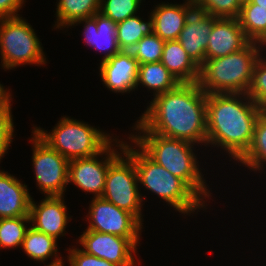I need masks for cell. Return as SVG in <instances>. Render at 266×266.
Instances as JSON below:
<instances>
[{"instance_id": "3", "label": "cell", "mask_w": 266, "mask_h": 266, "mask_svg": "<svg viewBox=\"0 0 266 266\" xmlns=\"http://www.w3.org/2000/svg\"><path fill=\"white\" fill-rule=\"evenodd\" d=\"M129 137L157 164L182 179L204 202L210 198L205 178L191 142L161 136L150 131H138ZM141 134V135H140Z\"/></svg>"}, {"instance_id": "24", "label": "cell", "mask_w": 266, "mask_h": 266, "mask_svg": "<svg viewBox=\"0 0 266 266\" xmlns=\"http://www.w3.org/2000/svg\"><path fill=\"white\" fill-rule=\"evenodd\" d=\"M238 20L250 42L266 46V8L250 1L245 2L241 6Z\"/></svg>"}, {"instance_id": "21", "label": "cell", "mask_w": 266, "mask_h": 266, "mask_svg": "<svg viewBox=\"0 0 266 266\" xmlns=\"http://www.w3.org/2000/svg\"><path fill=\"white\" fill-rule=\"evenodd\" d=\"M56 242L55 238L30 226L23 239L22 248L28 257L41 263H44L43 261L48 260V258L52 259L54 256L55 258L46 266H56L63 263L64 260L61 256H57L58 248Z\"/></svg>"}, {"instance_id": "25", "label": "cell", "mask_w": 266, "mask_h": 266, "mask_svg": "<svg viewBox=\"0 0 266 266\" xmlns=\"http://www.w3.org/2000/svg\"><path fill=\"white\" fill-rule=\"evenodd\" d=\"M143 21L138 15L129 17L116 25V38L121 51H130L140 39L153 33V19Z\"/></svg>"}, {"instance_id": "8", "label": "cell", "mask_w": 266, "mask_h": 266, "mask_svg": "<svg viewBox=\"0 0 266 266\" xmlns=\"http://www.w3.org/2000/svg\"><path fill=\"white\" fill-rule=\"evenodd\" d=\"M121 154L109 165L102 198L133 214L142 223V194L134 161L123 151V141L114 138ZM139 189V190H138Z\"/></svg>"}, {"instance_id": "37", "label": "cell", "mask_w": 266, "mask_h": 266, "mask_svg": "<svg viewBox=\"0 0 266 266\" xmlns=\"http://www.w3.org/2000/svg\"><path fill=\"white\" fill-rule=\"evenodd\" d=\"M260 108H261V113L266 116V102Z\"/></svg>"}, {"instance_id": "26", "label": "cell", "mask_w": 266, "mask_h": 266, "mask_svg": "<svg viewBox=\"0 0 266 266\" xmlns=\"http://www.w3.org/2000/svg\"><path fill=\"white\" fill-rule=\"evenodd\" d=\"M238 161L252 171L262 170L266 164V116L262 113L256 121L251 146Z\"/></svg>"}, {"instance_id": "14", "label": "cell", "mask_w": 266, "mask_h": 266, "mask_svg": "<svg viewBox=\"0 0 266 266\" xmlns=\"http://www.w3.org/2000/svg\"><path fill=\"white\" fill-rule=\"evenodd\" d=\"M64 196H45L38 205L30 202L29 217L32 227L55 238L65 236V228L71 217L67 216Z\"/></svg>"}, {"instance_id": "19", "label": "cell", "mask_w": 266, "mask_h": 266, "mask_svg": "<svg viewBox=\"0 0 266 266\" xmlns=\"http://www.w3.org/2000/svg\"><path fill=\"white\" fill-rule=\"evenodd\" d=\"M27 185L0 170V218L29 216L31 195Z\"/></svg>"}, {"instance_id": "23", "label": "cell", "mask_w": 266, "mask_h": 266, "mask_svg": "<svg viewBox=\"0 0 266 266\" xmlns=\"http://www.w3.org/2000/svg\"><path fill=\"white\" fill-rule=\"evenodd\" d=\"M101 0H59L56 8V18L54 27L61 29L69 28L74 22L84 18L92 17L100 12Z\"/></svg>"}, {"instance_id": "13", "label": "cell", "mask_w": 266, "mask_h": 266, "mask_svg": "<svg viewBox=\"0 0 266 266\" xmlns=\"http://www.w3.org/2000/svg\"><path fill=\"white\" fill-rule=\"evenodd\" d=\"M100 77L104 86L115 93H127L137 89L139 63L130 51H120L101 61Z\"/></svg>"}, {"instance_id": "9", "label": "cell", "mask_w": 266, "mask_h": 266, "mask_svg": "<svg viewBox=\"0 0 266 266\" xmlns=\"http://www.w3.org/2000/svg\"><path fill=\"white\" fill-rule=\"evenodd\" d=\"M32 162L35 180L46 196H63L68 185L69 161L43 141L34 130Z\"/></svg>"}, {"instance_id": "17", "label": "cell", "mask_w": 266, "mask_h": 266, "mask_svg": "<svg viewBox=\"0 0 266 266\" xmlns=\"http://www.w3.org/2000/svg\"><path fill=\"white\" fill-rule=\"evenodd\" d=\"M150 13L153 19V33L164 41L177 40L186 24L189 14L196 8L192 0L183 4L159 3Z\"/></svg>"}, {"instance_id": "32", "label": "cell", "mask_w": 266, "mask_h": 266, "mask_svg": "<svg viewBox=\"0 0 266 266\" xmlns=\"http://www.w3.org/2000/svg\"><path fill=\"white\" fill-rule=\"evenodd\" d=\"M9 107L0 108V161L9 149L14 137V125Z\"/></svg>"}, {"instance_id": "38", "label": "cell", "mask_w": 266, "mask_h": 266, "mask_svg": "<svg viewBox=\"0 0 266 266\" xmlns=\"http://www.w3.org/2000/svg\"><path fill=\"white\" fill-rule=\"evenodd\" d=\"M241 4L245 3V2H248L250 0H239Z\"/></svg>"}, {"instance_id": "34", "label": "cell", "mask_w": 266, "mask_h": 266, "mask_svg": "<svg viewBox=\"0 0 266 266\" xmlns=\"http://www.w3.org/2000/svg\"><path fill=\"white\" fill-rule=\"evenodd\" d=\"M24 0H0V19L19 16Z\"/></svg>"}, {"instance_id": "39", "label": "cell", "mask_w": 266, "mask_h": 266, "mask_svg": "<svg viewBox=\"0 0 266 266\" xmlns=\"http://www.w3.org/2000/svg\"><path fill=\"white\" fill-rule=\"evenodd\" d=\"M64 263H65V262H63V263H61V264H59V265H56V266H64Z\"/></svg>"}, {"instance_id": "18", "label": "cell", "mask_w": 266, "mask_h": 266, "mask_svg": "<svg viewBox=\"0 0 266 266\" xmlns=\"http://www.w3.org/2000/svg\"><path fill=\"white\" fill-rule=\"evenodd\" d=\"M83 22L85 23L83 26L85 29L83 35L85 36L84 40L86 45L95 48L96 51L106 52L101 61H104L121 51L116 38L117 24L112 19L98 12L92 17L74 22L70 27Z\"/></svg>"}, {"instance_id": "20", "label": "cell", "mask_w": 266, "mask_h": 266, "mask_svg": "<svg viewBox=\"0 0 266 266\" xmlns=\"http://www.w3.org/2000/svg\"><path fill=\"white\" fill-rule=\"evenodd\" d=\"M161 63L180 83H195L199 80L200 68L192 61L178 40L165 41Z\"/></svg>"}, {"instance_id": "6", "label": "cell", "mask_w": 266, "mask_h": 266, "mask_svg": "<svg viewBox=\"0 0 266 266\" xmlns=\"http://www.w3.org/2000/svg\"><path fill=\"white\" fill-rule=\"evenodd\" d=\"M36 134L68 161L100 154L114 138L102 130L69 117H62L54 129L34 127Z\"/></svg>"}, {"instance_id": "15", "label": "cell", "mask_w": 266, "mask_h": 266, "mask_svg": "<svg viewBox=\"0 0 266 266\" xmlns=\"http://www.w3.org/2000/svg\"><path fill=\"white\" fill-rule=\"evenodd\" d=\"M216 19L217 17L195 8L177 39L199 68L204 64L209 36Z\"/></svg>"}, {"instance_id": "4", "label": "cell", "mask_w": 266, "mask_h": 266, "mask_svg": "<svg viewBox=\"0 0 266 266\" xmlns=\"http://www.w3.org/2000/svg\"><path fill=\"white\" fill-rule=\"evenodd\" d=\"M130 146L123 142V151L134 161L138 183L162 198L181 214L205 208L204 201L179 177L153 161L130 137ZM138 149H136V148Z\"/></svg>"}, {"instance_id": "11", "label": "cell", "mask_w": 266, "mask_h": 266, "mask_svg": "<svg viewBox=\"0 0 266 266\" xmlns=\"http://www.w3.org/2000/svg\"><path fill=\"white\" fill-rule=\"evenodd\" d=\"M112 142L100 153L88 158L69 161L68 184L73 183L84 192L102 197L109 165L122 153H118ZM103 158L101 161L99 157Z\"/></svg>"}, {"instance_id": "12", "label": "cell", "mask_w": 266, "mask_h": 266, "mask_svg": "<svg viewBox=\"0 0 266 266\" xmlns=\"http://www.w3.org/2000/svg\"><path fill=\"white\" fill-rule=\"evenodd\" d=\"M81 250L118 266H136L137 246L125 237L85 230L79 237ZM134 253V254H133Z\"/></svg>"}, {"instance_id": "22", "label": "cell", "mask_w": 266, "mask_h": 266, "mask_svg": "<svg viewBox=\"0 0 266 266\" xmlns=\"http://www.w3.org/2000/svg\"><path fill=\"white\" fill-rule=\"evenodd\" d=\"M140 84L147 87L148 90H154L153 96H156L175 89L180 82L159 61L139 65L137 87Z\"/></svg>"}, {"instance_id": "28", "label": "cell", "mask_w": 266, "mask_h": 266, "mask_svg": "<svg viewBox=\"0 0 266 266\" xmlns=\"http://www.w3.org/2000/svg\"><path fill=\"white\" fill-rule=\"evenodd\" d=\"M164 43V40L152 33L140 39L130 52L137 59L139 65L159 62L162 59Z\"/></svg>"}, {"instance_id": "5", "label": "cell", "mask_w": 266, "mask_h": 266, "mask_svg": "<svg viewBox=\"0 0 266 266\" xmlns=\"http://www.w3.org/2000/svg\"><path fill=\"white\" fill-rule=\"evenodd\" d=\"M261 47V48H260ZM265 47L249 42L241 50L226 56L205 59L198 84L206 94L247 93L254 66Z\"/></svg>"}, {"instance_id": "36", "label": "cell", "mask_w": 266, "mask_h": 266, "mask_svg": "<svg viewBox=\"0 0 266 266\" xmlns=\"http://www.w3.org/2000/svg\"><path fill=\"white\" fill-rule=\"evenodd\" d=\"M253 4H258L259 6L266 8V0H250Z\"/></svg>"}, {"instance_id": "33", "label": "cell", "mask_w": 266, "mask_h": 266, "mask_svg": "<svg viewBox=\"0 0 266 266\" xmlns=\"http://www.w3.org/2000/svg\"><path fill=\"white\" fill-rule=\"evenodd\" d=\"M69 251L67 256L70 266H118L112 262H109L105 259L98 258L87 254L79 248H69L66 249Z\"/></svg>"}, {"instance_id": "27", "label": "cell", "mask_w": 266, "mask_h": 266, "mask_svg": "<svg viewBox=\"0 0 266 266\" xmlns=\"http://www.w3.org/2000/svg\"><path fill=\"white\" fill-rule=\"evenodd\" d=\"M30 224L29 216L0 218V249L22 247L23 239Z\"/></svg>"}, {"instance_id": "1", "label": "cell", "mask_w": 266, "mask_h": 266, "mask_svg": "<svg viewBox=\"0 0 266 266\" xmlns=\"http://www.w3.org/2000/svg\"><path fill=\"white\" fill-rule=\"evenodd\" d=\"M206 99L198 82L180 83L175 89L154 96L134 130L206 146Z\"/></svg>"}, {"instance_id": "30", "label": "cell", "mask_w": 266, "mask_h": 266, "mask_svg": "<svg viewBox=\"0 0 266 266\" xmlns=\"http://www.w3.org/2000/svg\"><path fill=\"white\" fill-rule=\"evenodd\" d=\"M142 0H101L100 13L116 24L135 16Z\"/></svg>"}, {"instance_id": "31", "label": "cell", "mask_w": 266, "mask_h": 266, "mask_svg": "<svg viewBox=\"0 0 266 266\" xmlns=\"http://www.w3.org/2000/svg\"><path fill=\"white\" fill-rule=\"evenodd\" d=\"M262 55L260 53L254 66L251 84L246 93L259 107L266 102V57Z\"/></svg>"}, {"instance_id": "16", "label": "cell", "mask_w": 266, "mask_h": 266, "mask_svg": "<svg viewBox=\"0 0 266 266\" xmlns=\"http://www.w3.org/2000/svg\"><path fill=\"white\" fill-rule=\"evenodd\" d=\"M249 42L238 18H217L209 36L205 59H214L237 52Z\"/></svg>"}, {"instance_id": "10", "label": "cell", "mask_w": 266, "mask_h": 266, "mask_svg": "<svg viewBox=\"0 0 266 266\" xmlns=\"http://www.w3.org/2000/svg\"><path fill=\"white\" fill-rule=\"evenodd\" d=\"M92 199L86 216L89 220L86 230L129 238L136 246L140 244L142 223L133 214L102 197Z\"/></svg>"}, {"instance_id": "29", "label": "cell", "mask_w": 266, "mask_h": 266, "mask_svg": "<svg viewBox=\"0 0 266 266\" xmlns=\"http://www.w3.org/2000/svg\"><path fill=\"white\" fill-rule=\"evenodd\" d=\"M194 6L213 17L238 18L242 4L239 0H192Z\"/></svg>"}, {"instance_id": "7", "label": "cell", "mask_w": 266, "mask_h": 266, "mask_svg": "<svg viewBox=\"0 0 266 266\" xmlns=\"http://www.w3.org/2000/svg\"><path fill=\"white\" fill-rule=\"evenodd\" d=\"M35 30L20 16L0 19V54L3 69L46 64Z\"/></svg>"}, {"instance_id": "35", "label": "cell", "mask_w": 266, "mask_h": 266, "mask_svg": "<svg viewBox=\"0 0 266 266\" xmlns=\"http://www.w3.org/2000/svg\"><path fill=\"white\" fill-rule=\"evenodd\" d=\"M11 95L9 90L4 89V86L0 84V108L9 107L11 105Z\"/></svg>"}, {"instance_id": "2", "label": "cell", "mask_w": 266, "mask_h": 266, "mask_svg": "<svg viewBox=\"0 0 266 266\" xmlns=\"http://www.w3.org/2000/svg\"><path fill=\"white\" fill-rule=\"evenodd\" d=\"M206 108V145H217L238 161L251 146L261 108L245 93L207 94Z\"/></svg>"}]
</instances>
